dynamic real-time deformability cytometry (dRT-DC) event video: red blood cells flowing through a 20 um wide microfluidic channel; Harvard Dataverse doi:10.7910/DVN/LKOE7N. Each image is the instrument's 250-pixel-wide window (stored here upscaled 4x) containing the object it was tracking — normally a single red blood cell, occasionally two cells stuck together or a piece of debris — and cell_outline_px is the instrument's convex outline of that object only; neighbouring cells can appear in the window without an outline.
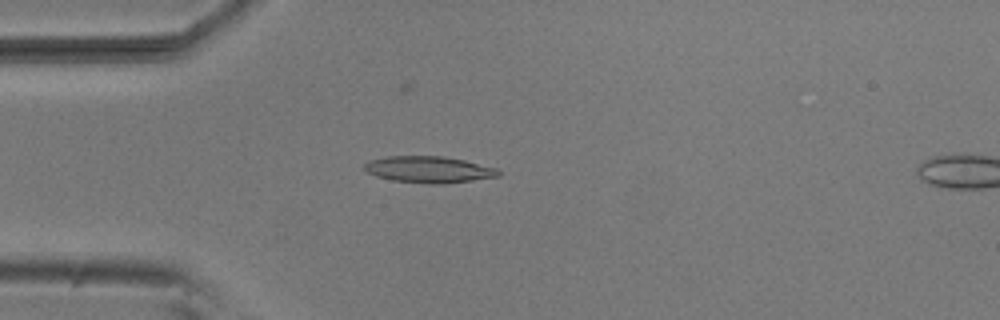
{"species": "common noctule bat (a hibernating species)", "species_latin": "Nyctalus noctula", "temperature_condition": "room temperature", "stored_images_in_passage": 16, "camera_frame_rate_fps": 3000, "um_per_image_px": 0.085, "animal": {"sex": "male", "body_mass_g": 20.5, "forearm_length_mm": 52.5}, "frame": {"image": 1, "passage_image": 14, "time_ms": 4.333, "image_size_px": [1000, 320], "cell_outline_px": [[500, 176], [472, 180], [440, 184], [428, 184], [392, 180], [376, 176], [360, 168], [364, 164], [372, 160], [388, 156], [444, 156], [464, 160], [496, 168], [500, 172]], "centroid_in_image_um": [36.42, 14.41], "position_along_channel_um": 48.6, "area_um2": 20.63}}